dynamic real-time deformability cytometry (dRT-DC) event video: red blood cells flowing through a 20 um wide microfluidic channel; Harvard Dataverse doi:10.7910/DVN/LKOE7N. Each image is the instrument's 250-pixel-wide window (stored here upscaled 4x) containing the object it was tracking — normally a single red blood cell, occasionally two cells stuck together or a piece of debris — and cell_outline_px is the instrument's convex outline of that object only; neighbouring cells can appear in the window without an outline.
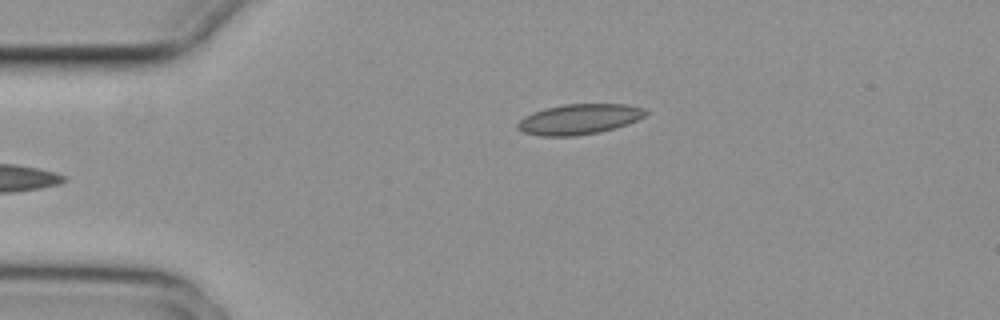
{"species": "common noctule bat (a hibernating species)", "species_latin": "Nyctalus noctula", "temperature_condition": "cold", "stored_images_in_passage": 4, "camera_frame_rate_fps": 3000, "um_per_image_px": 0.085, "animal": {"sex": "female", "body_mass_g": 29.2, "forearm_length_mm": 56.3}, "frame": {"image": 1, "passage_image": 4, "time_ms": 1.0, "image_size_px": [1000, 320], "cell_outline_px": [[648, 112], [644, 116], [628, 124], [600, 132], [576, 136], [540, 136], [524, 132], [516, 128], [516, 124], [524, 116], [532, 112], [544, 108], [564, 104], [628, 104], [644, 108]], "centroid_in_image_um": [49.21, 10.13], "position_along_channel_um": 35.8, "area_um2": 22.77}}